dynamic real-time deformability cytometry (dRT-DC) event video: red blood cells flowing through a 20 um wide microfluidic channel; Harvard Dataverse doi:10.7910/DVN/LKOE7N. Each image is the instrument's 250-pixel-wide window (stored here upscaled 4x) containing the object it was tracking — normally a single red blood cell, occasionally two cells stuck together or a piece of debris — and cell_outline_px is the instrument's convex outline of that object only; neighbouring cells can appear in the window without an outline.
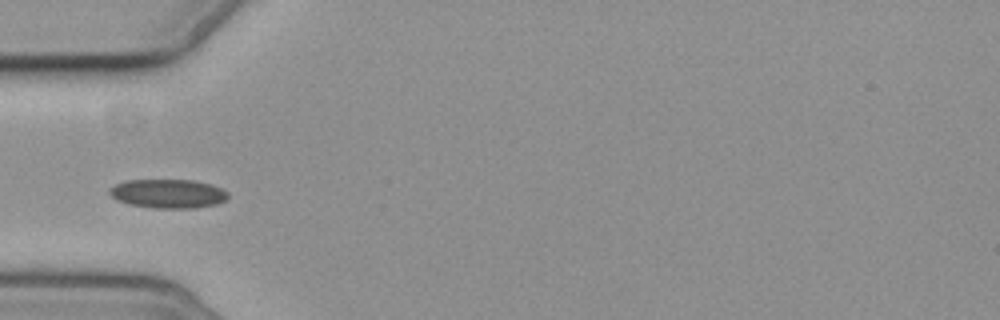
{"species": "common noctule bat (a hibernating species)", "species_latin": "Nyctalus noctula", "temperature_condition": "cold", "stored_images_in_passage": 3, "camera_frame_rate_fps": 3000, "um_per_image_px": 0.085, "animal": {"sex": "female", "body_mass_g": 19.3, "forearm_length_mm": 54.1}, "frame": {"image": 1, "passage_image": 1, "time_ms": 0.0, "image_size_px": [1000, 320], "cell_outline_px": [[228, 200], [216, 204], [196, 208], [152, 208], [128, 204], [116, 200], [108, 192], [108, 188], [116, 184], [128, 180], [196, 180], [212, 184], [228, 192]], "centroid_in_image_um": [14.3, 16.46], "position_along_channel_um": 70.7, "area_um2": 20.23}}
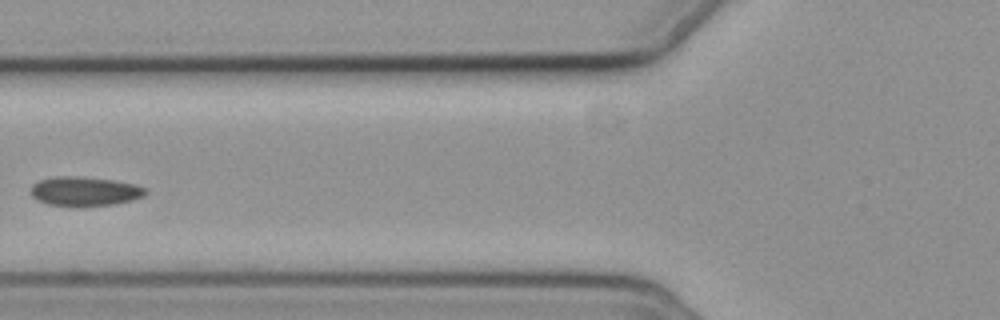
{"frame": {"image": 2, "passage_image": 2, "time_ms": 1.333, "image_size_px": [1000, 320], "cell_outline_px": [[148, 192], [144, 196], [132, 200], [112, 204], [84, 208], [48, 204], [36, 200], [28, 192], [32, 184], [40, 180], [56, 176], [76, 176], [112, 180], [136, 184], [144, 188]], "centroid_in_image_um": [7.16, 16.28], "position_along_channel_um": 118.6, "area_um2": 20.0}}